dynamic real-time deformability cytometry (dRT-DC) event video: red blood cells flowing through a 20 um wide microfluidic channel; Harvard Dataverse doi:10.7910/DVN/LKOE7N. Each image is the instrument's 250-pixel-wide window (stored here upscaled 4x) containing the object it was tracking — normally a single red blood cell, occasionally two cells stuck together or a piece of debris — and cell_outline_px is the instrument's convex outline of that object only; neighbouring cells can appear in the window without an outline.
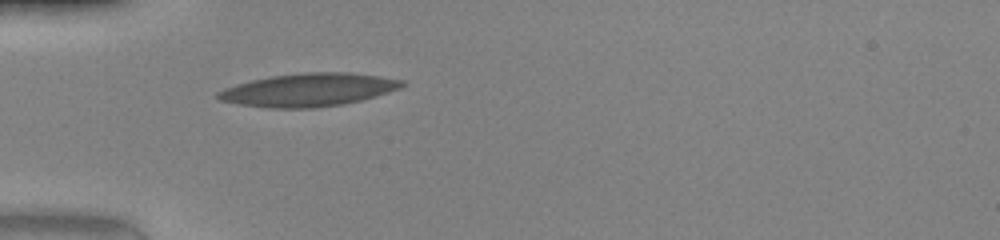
{"species": "human", "species_latin": "Homo sapiens", "temperature_condition": "warm", "stored_images_in_passage": 34, "camera_frame_rate_fps": 3000, "um_per_image_px": 0.085, "donor": {"sex": "female"}, "frame": {"image": 1, "passage_image": 1, "time_ms": 0.0, "image_size_px": [1000, 240], "cell_outline_px": [[404, 84], [400, 88], [376, 96], [344, 104], [312, 108], [268, 108], [236, 104], [220, 100], [216, 96], [216, 92], [224, 88], [236, 84], [252, 80], [272, 76], [304, 72], [348, 72], [380, 76], [404, 80]], "centroid_in_image_um": [26.2, 7.64], "position_along_channel_um": 58.8, "area_um2": 35.49}}
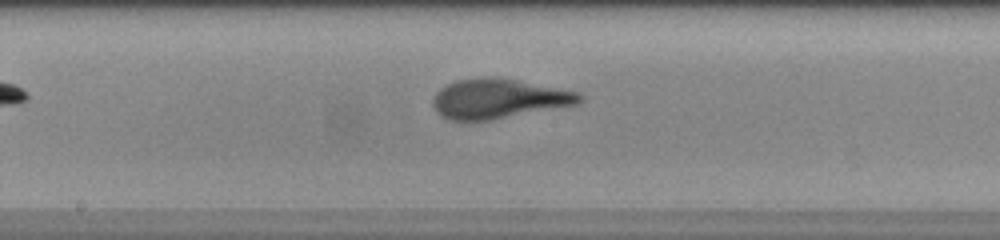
{"frame": {"image": 2, "passage_image": 12, "time_ms": 3.667, "image_size_px": [1000, 240], "cell_outline_px": [[584, 100], [580, 104], [492, 120], [448, 120], [440, 116], [436, 112], [432, 104], [432, 100], [436, 92], [440, 88], [456, 80], [516, 80], [580, 92], [584, 96]], "centroid_in_image_um": [42.42, 8.44], "position_along_channel_um": 205.8, "area_um2": 33.29}}
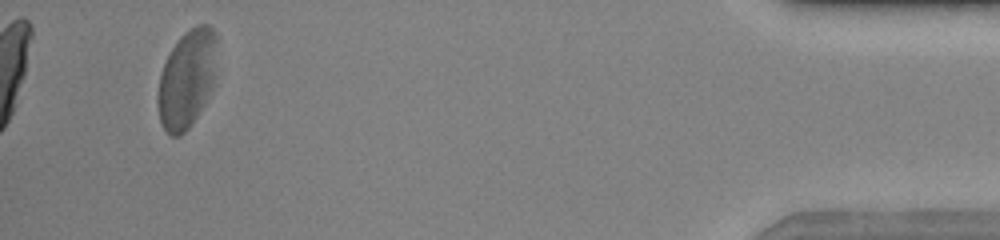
{"frame": {"image": 3, "passage_image": 32, "time_ms": 10.333, "image_size_px": [1000, 240], "cell_outline_px": [[216, 76], [212, 92], [188, 128], [180, 136], [168, 136], [160, 120], [160, 72], [172, 48], [180, 36], [184, 32], [196, 24], [208, 24], [216, 32]], "centroid_in_image_um": [15.94, 6.66], "position_along_channel_um": 419.3, "area_um2": 33.58}, "authors_computed_cell_mechanics": {"area_um2": 33.7841, "velocity_mm_per_s": 4.2033, "shape_relaxation_time_tau1_ms": 3.6556, "shape_relaxation_time_tau2_ms": 0.9197, "deformation_change_tau1": 0.1962, "deformation_change_tau2": 0.0919}}